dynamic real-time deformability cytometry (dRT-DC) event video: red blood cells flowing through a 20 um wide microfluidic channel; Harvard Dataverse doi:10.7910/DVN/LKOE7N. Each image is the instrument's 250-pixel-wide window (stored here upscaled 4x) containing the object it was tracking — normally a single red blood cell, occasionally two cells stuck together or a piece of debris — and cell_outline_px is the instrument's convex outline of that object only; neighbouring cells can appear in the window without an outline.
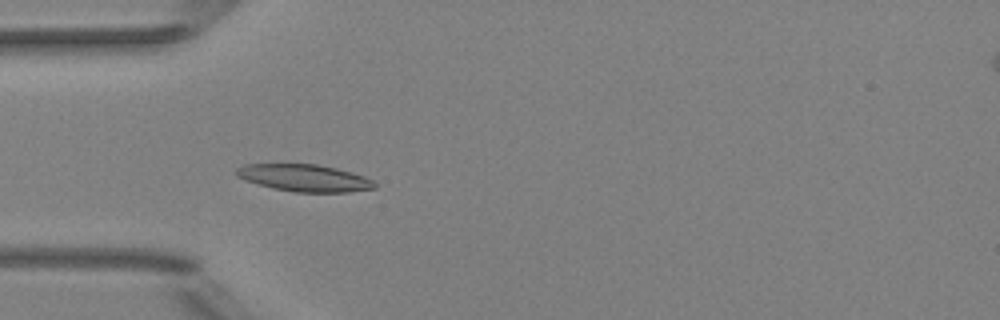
{"species": "Egyptian fruit bat (a non-hibernating species)", "species_latin": "Rousettus aegyptiacus", "temperature_condition": "room temperature", "stored_images_in_passage": 33, "camera_frame_rate_fps": 3000, "um_per_image_px": 0.085, "animal": {"sex": "female"}, "frame": {"image": 1, "passage_image": 5, "time_ms": 1.333, "image_size_px": [1000, 320], "cell_outline_px": [[376, 188], [348, 192], [296, 192], [272, 188], [244, 180], [236, 176], [236, 168], [244, 164], [316, 164], [336, 168], [352, 172], [364, 176], [372, 180], [376, 184]], "centroid_in_image_um": [25.86, 15.12], "position_along_channel_um": 59.1, "area_um2": 21.85}}
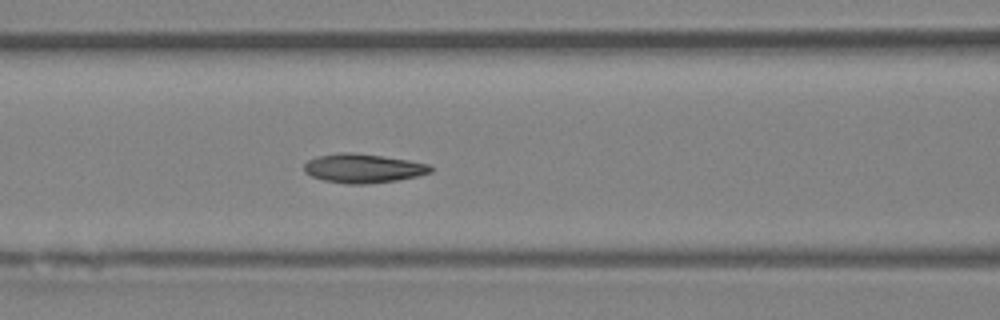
{"frame": {"image": 2, "passage_image": 11, "time_ms": 3.333, "image_size_px": [1000, 320], "cell_outline_px": [[432, 172], [416, 176], [396, 180], [368, 184], [348, 184], [324, 180], [312, 176], [304, 172], [304, 164], [308, 160], [316, 156], [340, 152], [352, 152], [408, 160], [432, 164]], "centroid_in_image_um": [30.86, 14.3], "position_along_channel_um": 135.7, "area_um2": 21.39}}
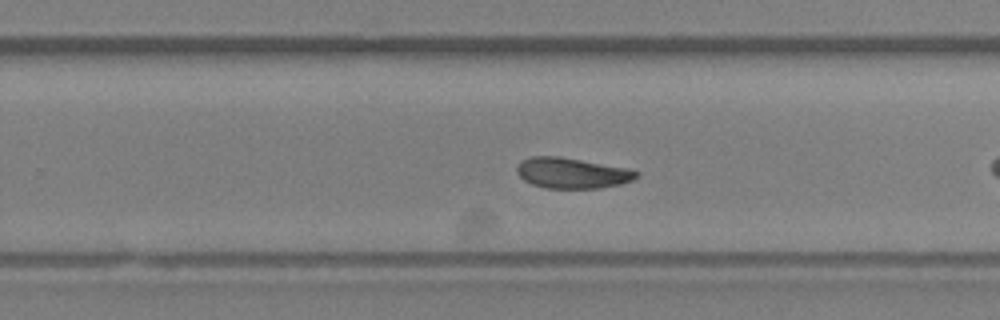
{"frame": {"image": 3, "passage_image": 19, "time_ms": 6.0, "image_size_px": [1000, 320], "cell_outline_px": [[640, 172], [632, 180], [620, 184], [600, 188], [544, 188], [532, 184], [524, 180], [516, 172], [516, 168], [520, 160], [532, 156], [556, 156], [628, 168]], "centroid_in_image_um": [48.58, 14.71], "position_along_channel_um": 281.2, "area_um2": 21.21}, "authors_computed_cell_mechanics": {"area_um2": 21.386, "velocity_mm_per_s": 3.9964, "shape_relaxation_time_tau1_ms": 3.6981, "shape_relaxation_time_tau2_ms": 3.408, "deformation_change_tau1": 0.0999, "deformation_change_tau2": 0.0801}}